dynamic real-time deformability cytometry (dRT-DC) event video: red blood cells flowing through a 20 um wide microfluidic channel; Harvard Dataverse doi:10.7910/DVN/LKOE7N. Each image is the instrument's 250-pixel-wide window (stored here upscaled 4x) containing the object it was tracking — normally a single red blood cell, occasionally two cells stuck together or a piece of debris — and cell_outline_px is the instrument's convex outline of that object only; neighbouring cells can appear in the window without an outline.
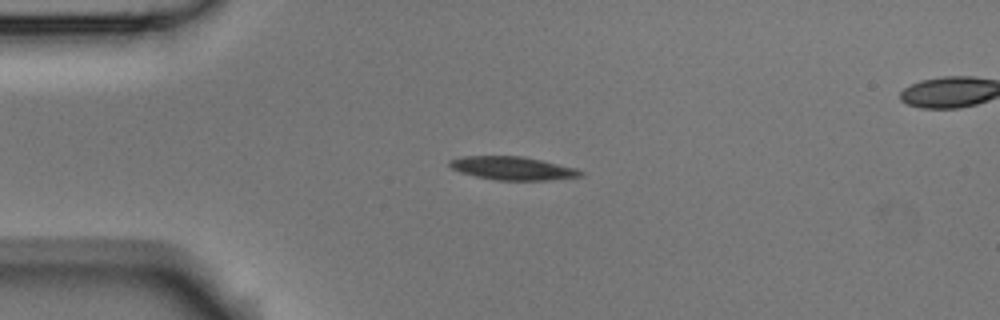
{"species": "Egyptian fruit bat (a non-hibernating species)", "species_latin": "Rousettus aegyptiacus", "temperature_condition": "room temperature", "stored_images_in_passage": 7, "camera_frame_rate_fps": 3000, "um_per_image_px": 0.085, "animal": {"sex": "male"}, "frame": {"image": 1, "passage_image": 3, "time_ms": 0.667, "image_size_px": [1000, 320], "cell_outline_px": [[584, 176], [548, 180], [496, 180], [476, 176], [460, 172], [452, 168], [448, 164], [448, 160], [464, 156], [524, 156], [576, 168], [584, 172]], "centroid_in_image_um": [43.58, 14.3], "position_along_channel_um": 41.4, "area_um2": 17.8}}
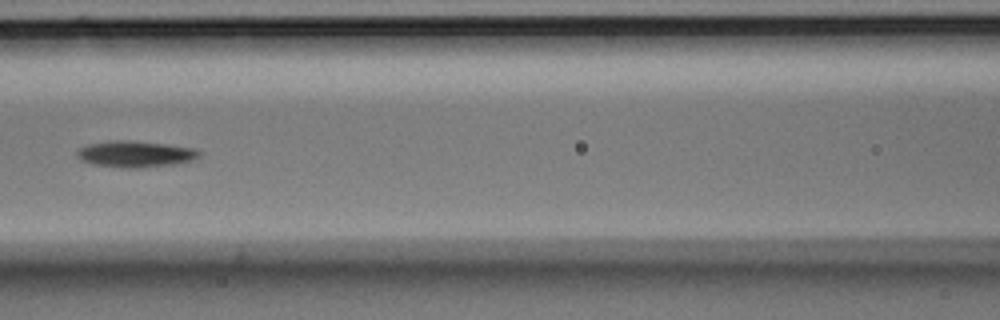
{"frame": {"image": 2, "passage_image": 6, "time_ms": 1.667, "image_size_px": [1000, 320], "cell_outline_px": [[200, 156], [192, 160], [176, 164], [140, 168], [128, 168], [92, 164], [80, 160], [76, 156], [76, 152], [80, 148], [88, 144], [108, 140], [132, 140], [164, 144], [192, 148], [200, 152]], "centroid_in_image_um": [11.46, 13.09], "position_along_channel_um": 155.1, "area_um2": 18.79}}
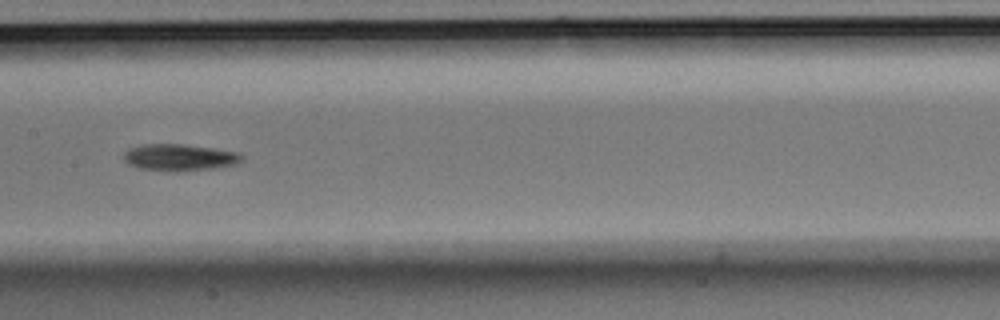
{"frame": {"image": 3, "passage_image": 7, "time_ms": 2.0, "image_size_px": [1000, 320], "cell_outline_px": [[244, 156], [240, 160], [232, 164], [212, 168], [136, 168], [128, 164], [124, 160], [124, 152], [128, 148], [144, 144], [180, 144], [212, 148], [240, 152]], "centroid_in_image_um": [15.21, 13.31], "position_along_channel_um": 192.2, "area_um2": 17.22}}